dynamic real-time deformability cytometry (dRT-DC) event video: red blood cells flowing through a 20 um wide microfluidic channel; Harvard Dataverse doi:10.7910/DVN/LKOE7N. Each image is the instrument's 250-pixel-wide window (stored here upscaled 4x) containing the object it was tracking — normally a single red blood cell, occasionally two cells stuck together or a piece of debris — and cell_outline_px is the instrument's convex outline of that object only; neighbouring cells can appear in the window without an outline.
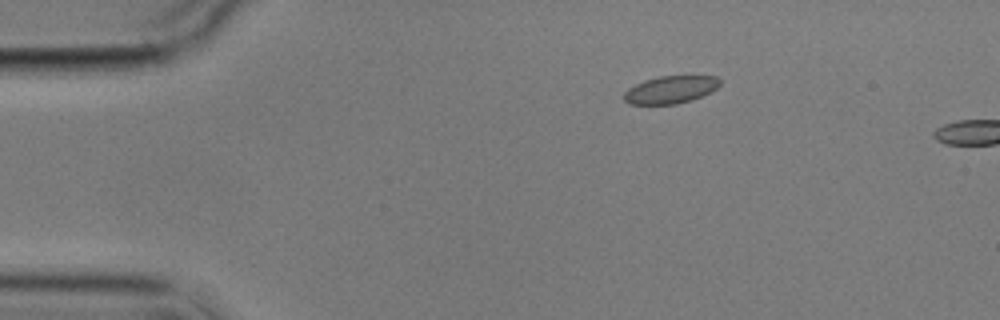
{"species": "common noctule bat (a hibernating species)", "species_latin": "Nyctalus noctula", "temperature_condition": "cold", "stored_images_in_passage": 4, "camera_frame_rate_fps": 3000, "um_per_image_px": 0.085, "animal": {"sex": "male", "body_mass_g": 17.9}, "frame": {"image": 1, "passage_image": 3, "time_ms": 2.333, "image_size_px": [1000, 320], "cell_outline_px": [[720, 84], [712, 92], [692, 100], [676, 104], [628, 104], [624, 100], [624, 92], [628, 88], [644, 80], [660, 76], [716, 76], [720, 80]], "centroid_in_image_um": [57.0, 7.62], "position_along_channel_um": 28.0, "area_um2": 15.43}}